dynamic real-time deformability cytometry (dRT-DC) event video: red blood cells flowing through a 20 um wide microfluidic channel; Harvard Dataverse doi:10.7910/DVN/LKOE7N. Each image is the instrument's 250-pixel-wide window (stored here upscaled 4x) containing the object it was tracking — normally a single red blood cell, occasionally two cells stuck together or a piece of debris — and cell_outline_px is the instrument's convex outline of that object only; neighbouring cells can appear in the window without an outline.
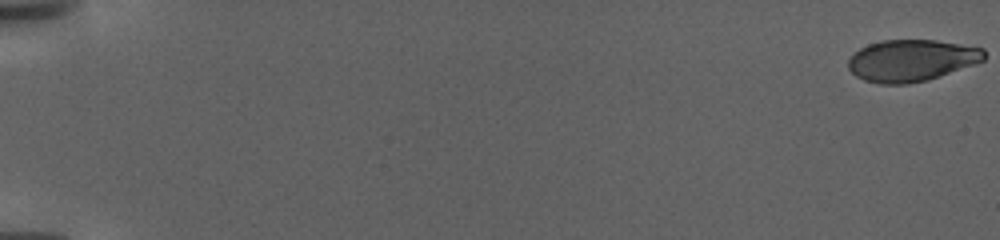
{"species": "human", "species_latin": "Homo sapiens", "temperature_condition": "warm", "stored_images_in_passage": 139, "camera_frame_rate_fps": 3000, "um_per_image_px": 0.085, "donor": {"sex": "female"}, "frame": {"image": 1, "passage_image": 1, "time_ms": 0.0, "image_size_px": [1000, 240], "cell_outline_px": [[984, 60], [928, 80], [908, 84], [880, 84], [864, 80], [856, 76], [848, 68], [848, 60], [860, 48], [868, 44], [880, 40], [936, 40], [984, 48]], "centroid_in_image_um": [77.44, 5.14], "position_along_channel_um": 7.6, "area_um2": 32.89}}
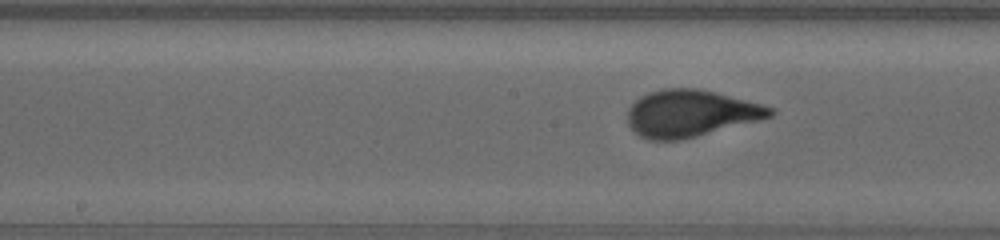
{"frame": {"image": 2, "passage_image": 76, "time_ms": 25.0, "image_size_px": [1000, 240], "cell_outline_px": [[776, 112], [772, 116], [760, 120], [680, 140], [648, 140], [640, 136], [628, 124], [628, 108], [640, 96], [648, 92], [664, 88], [696, 88], [716, 92], [776, 108]], "centroid_in_image_um": [58.71, 9.63], "position_along_channel_um": 189.5, "area_um2": 38.9}}
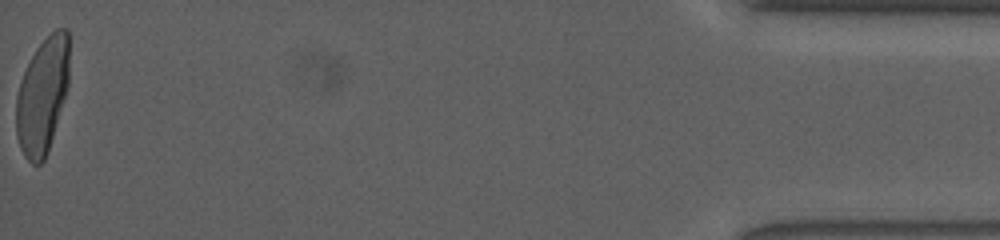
{"frame": {"image": 3, "passage_image": 139, "time_ms": 46.0, "image_size_px": [1000, 240], "cell_outline_px": [[68, 88], [48, 152], [44, 160], [40, 164], [32, 164], [24, 156], [20, 148], [16, 136], [16, 96], [24, 72], [36, 48], [56, 28], [68, 28]], "centroid_in_image_um": [3.6, 8.16], "position_along_channel_um": 431.6, "area_um2": 35.78}}